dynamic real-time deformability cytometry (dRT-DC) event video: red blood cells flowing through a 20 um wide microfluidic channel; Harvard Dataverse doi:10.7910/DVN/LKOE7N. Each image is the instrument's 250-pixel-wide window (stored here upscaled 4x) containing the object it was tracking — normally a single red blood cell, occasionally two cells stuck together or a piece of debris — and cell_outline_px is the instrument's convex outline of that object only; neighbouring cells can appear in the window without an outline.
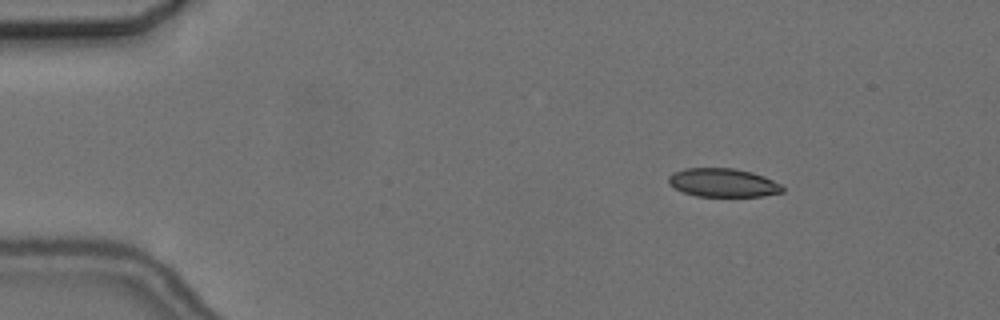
{"species": "common noctule bat (a hibernating species)", "species_latin": "Nyctalus noctula", "temperature_condition": "cold", "stored_images_in_passage": 5, "camera_frame_rate_fps": 3000, "um_per_image_px": 0.085, "animal": {"sex": "female", "body_mass_g": 24.6, "forearm_length_mm": 56.2}, "frame": {"image": 1, "passage_image": 2, "time_ms": 1.0, "image_size_px": [1000, 320], "cell_outline_px": [[784, 192], [764, 196], [696, 196], [684, 192], [668, 184], [668, 176], [672, 172], [684, 168], [732, 168], [752, 172], [764, 176], [780, 184], [784, 188]], "centroid_in_image_um": [61.45, 15.52], "position_along_channel_um": 23.6, "area_um2": 19.02}}